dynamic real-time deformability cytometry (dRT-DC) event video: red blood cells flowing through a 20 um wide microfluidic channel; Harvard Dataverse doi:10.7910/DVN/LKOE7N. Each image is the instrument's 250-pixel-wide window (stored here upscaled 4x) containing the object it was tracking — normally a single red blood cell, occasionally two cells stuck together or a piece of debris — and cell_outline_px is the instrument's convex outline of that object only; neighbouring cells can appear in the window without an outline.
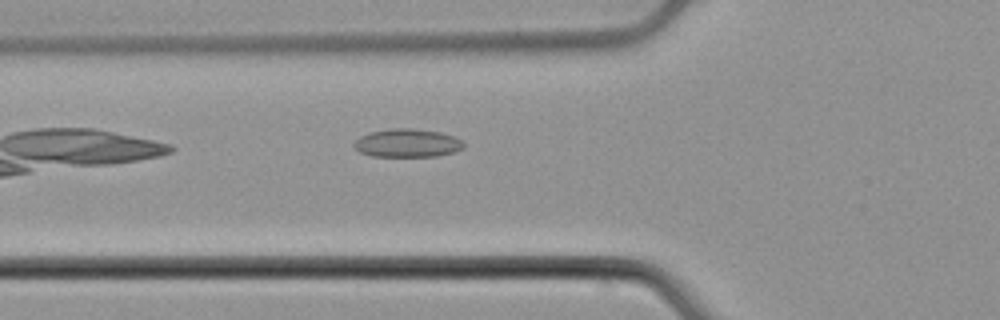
{"species": "common noctule bat (a hibernating species)", "species_latin": "Nyctalus noctula", "temperature_condition": "cold", "stored_images_in_passage": 30, "camera_frame_rate_fps": 3000, "um_per_image_px": 0.085, "animal": {"sex": "male", "body_mass_g": 21.5, "forearm_length_mm": 52.0}, "frame": {"image": 1, "passage_image": 4, "time_ms": 1.0, "image_size_px": [1000, 320], "cell_outline_px": [[464, 148], [452, 152], [436, 156], [372, 156], [360, 152], [352, 144], [360, 136], [368, 132], [392, 128], [412, 128], [440, 132], [452, 136], [460, 140], [464, 144]], "centroid_in_image_um": [34.59, 12.15], "position_along_channel_um": 91.2, "area_um2": 17.98}}
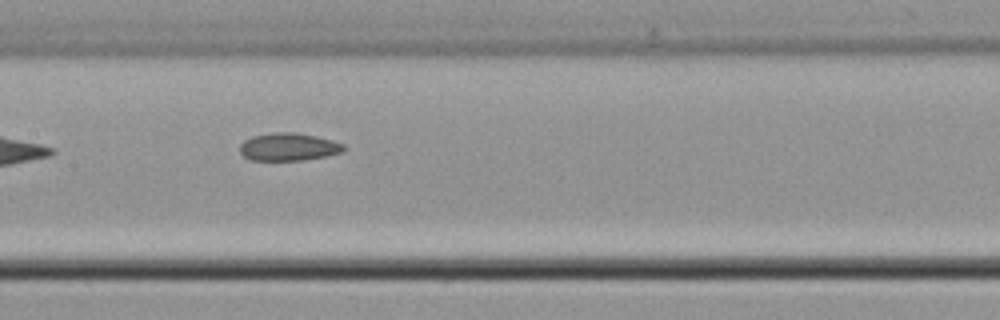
{"frame": {"image": 2, "passage_image": 11, "time_ms": 3.333, "image_size_px": [1000, 320], "cell_outline_px": [[344, 152], [324, 156], [300, 160], [252, 160], [244, 156], [240, 152], [240, 144], [244, 140], [252, 136], [276, 132], [296, 132], [316, 136], [332, 140], [344, 144]], "centroid_in_image_um": [24.52, 12.47], "position_along_channel_um": 182.9, "area_um2": 16.7}}
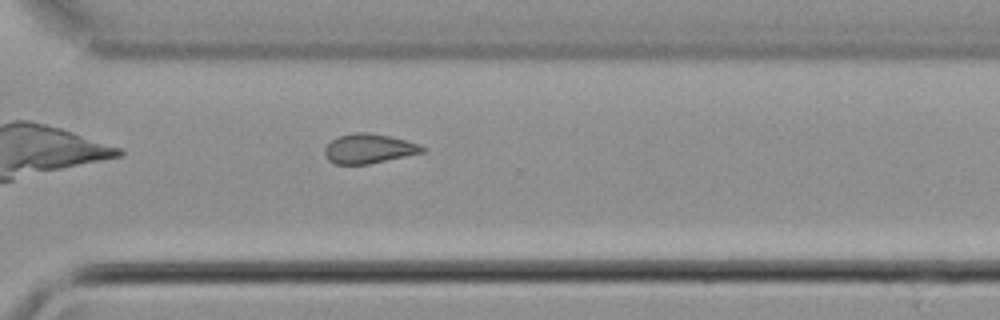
{"frame": {"image": 3, "passage_image": 23, "time_ms": 7.333, "image_size_px": [1000, 320], "cell_outline_px": [[424, 152], [368, 164], [336, 164], [328, 160], [324, 152], [324, 148], [336, 136], [356, 132], [368, 132], [388, 136], [420, 144], [424, 148]], "centroid_in_image_um": [31.31, 12.63], "position_along_channel_um": 339.3, "area_um2": 16.65}, "authors_computed_cell_mechanics": {"area_um2": 16.9354, "velocity_mm_per_s": 3.9106, "shape_relaxation_time_tau1_ms": null, "shape_relaxation_time_tau2_ms": 5.6305, "deformation_change_tau1": null, "deformation_change_tau2": 0.1416}}